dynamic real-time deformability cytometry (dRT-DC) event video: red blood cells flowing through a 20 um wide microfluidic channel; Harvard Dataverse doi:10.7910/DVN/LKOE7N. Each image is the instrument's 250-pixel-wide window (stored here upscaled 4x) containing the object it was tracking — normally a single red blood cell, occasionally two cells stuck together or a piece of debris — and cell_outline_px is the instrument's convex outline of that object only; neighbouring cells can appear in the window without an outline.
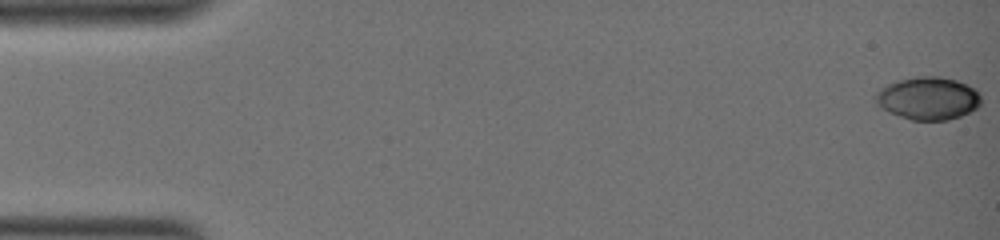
{"species": "common noctule bat (a hibernating species)", "species_latin": "Nyctalus noctula", "temperature_condition": "warm", "stored_images_in_passage": 53, "camera_frame_rate_fps": 3000, "um_per_image_px": 0.085, "animal": {"sex": "female", "body_mass_g": 19.0, "forearm_length_mm": 51.5}, "frame": {"image": 1, "passage_image": 1, "time_ms": 0.0, "image_size_px": [1000, 240], "cell_outline_px": [[980, 104], [976, 108], [960, 116], [948, 120], [912, 120], [888, 112], [876, 104], [872, 96], [880, 88], [888, 84], [900, 80], [916, 76], [940, 76], [956, 80], [972, 88], [980, 96]], "centroid_in_image_um": [78.82, 8.36], "position_along_channel_um": 6.2, "area_um2": 26.18}}
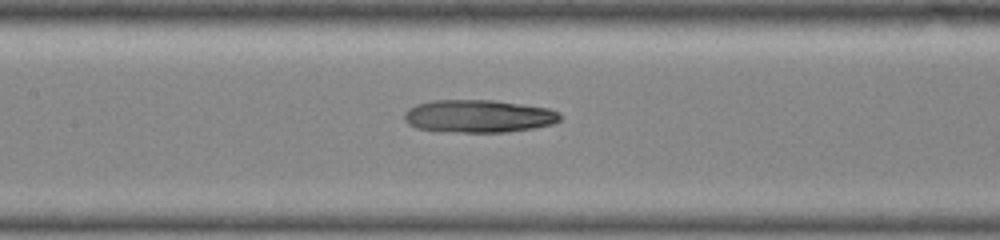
{"frame": {"image": 2, "passage_image": 27, "time_ms": 8.667, "image_size_px": [1000, 240], "cell_outline_px": [[560, 120], [552, 124], [532, 128], [504, 132], [436, 132], [416, 128], [408, 124], [404, 120], [404, 112], [408, 108], [416, 104], [432, 100], [492, 100], [548, 108], [560, 112]], "centroid_in_image_um": [40.61, 9.88], "position_along_channel_um": 166.8, "area_um2": 29.94}}
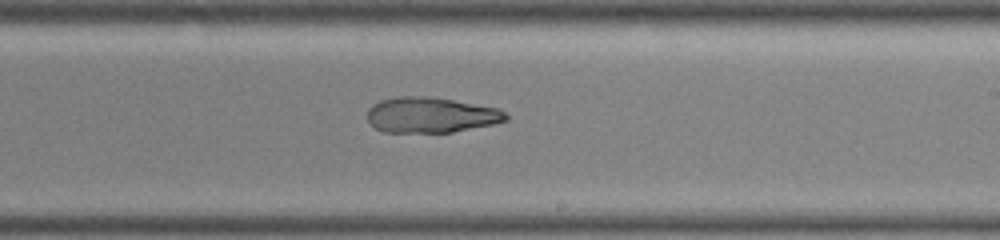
{"frame": {"image": 3, "passage_image": 34, "time_ms": 11.0, "image_size_px": [1000, 240], "cell_outline_px": [[508, 120], [492, 124], [452, 132], [384, 132], [368, 124], [368, 108], [372, 104], [380, 100], [400, 96], [420, 96], [452, 100], [500, 108], [508, 116]], "centroid_in_image_um": [36.6, 9.78], "position_along_channel_um": 252.4, "area_um2": 28.55}, "authors_computed_cell_mechanics": {"area_um2": 29.767, "velocity_mm_per_s": 3.6855, "shape_relaxation_time_tau1_ms": null, "shape_relaxation_time_tau2_ms": 2.0605, "deformation_change_tau1": null, "deformation_change_tau2": 0.0689}}